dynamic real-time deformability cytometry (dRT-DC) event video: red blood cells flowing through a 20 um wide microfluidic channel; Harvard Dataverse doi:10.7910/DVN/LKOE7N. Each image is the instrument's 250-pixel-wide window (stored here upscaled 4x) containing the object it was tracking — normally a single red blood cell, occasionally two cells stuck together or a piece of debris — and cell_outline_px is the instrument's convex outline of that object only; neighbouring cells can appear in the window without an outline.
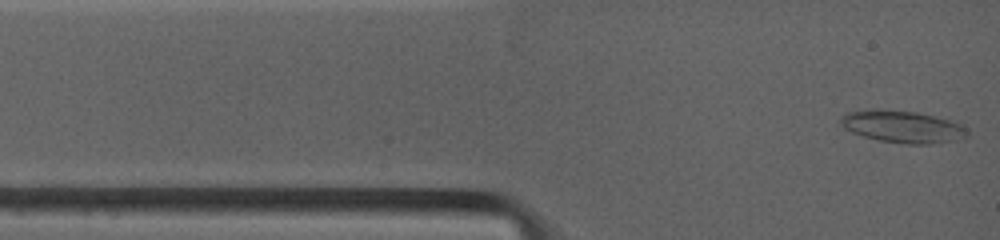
{"species": "common noctule bat (a hibernating species)", "species_latin": "Nyctalus noctula", "temperature_condition": "warm", "stored_images_in_passage": 41, "camera_frame_rate_fps": 4500, "um_per_image_px": 0.085, "animal": {"sex": "female", "body_mass_g": 19.0, "forearm_length_mm": 53.3}, "frame": {"image": 1, "passage_image": 1, "time_ms": 0.0, "image_size_px": [1000, 240], "cell_outline_px": [[968, 136], [956, 140], [928, 144], [908, 144], [880, 140], [864, 136], [852, 132], [844, 128], [840, 124], [840, 120], [844, 112], [880, 108], [916, 112], [948, 120], [960, 124], [968, 132]], "centroid_in_image_um": [76.66, 10.75], "position_along_channel_um": 8.3, "area_um2": 23.58}}
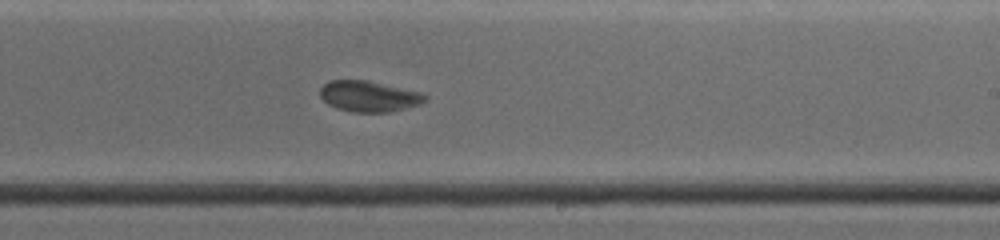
{"frame": {"image": 2, "passage_image": 20, "time_ms": 7.556, "image_size_px": [1000, 240], "cell_outline_px": [[428, 100], [420, 104], [388, 112], [352, 112], [336, 108], [328, 104], [320, 96], [320, 88], [324, 84], [332, 80], [368, 80], [424, 92], [428, 96]], "centroid_in_image_um": [31.4, 8.18], "position_along_channel_um": 257.6, "area_um2": 19.07}}
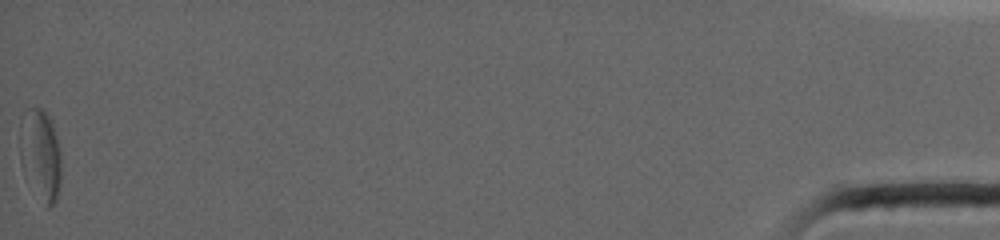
{"frame": {"image": 3, "passage_image": 41, "time_ms": 16.667, "image_size_px": [1000, 240], "cell_outline_px": [[60, 184], [56, 200], [48, 208], [44, 208], [24, 176], [20, 164], [20, 116], [24, 108], [40, 108], [52, 120], [60, 152]], "centroid_in_image_um": [3.4, 13.17], "position_along_channel_um": 431.8, "area_um2": 22.54}, "authors_computed_cell_mechanics": {"area_um2": 19.652, "velocity_mm_per_s": 3.8303, "shape_relaxation_time_tau1_ms": 7.9576, "shape_relaxation_time_tau2_ms": 1.7074, "deformation_change_tau1": 0.1405, "deformation_change_tau2": 0.0506}}